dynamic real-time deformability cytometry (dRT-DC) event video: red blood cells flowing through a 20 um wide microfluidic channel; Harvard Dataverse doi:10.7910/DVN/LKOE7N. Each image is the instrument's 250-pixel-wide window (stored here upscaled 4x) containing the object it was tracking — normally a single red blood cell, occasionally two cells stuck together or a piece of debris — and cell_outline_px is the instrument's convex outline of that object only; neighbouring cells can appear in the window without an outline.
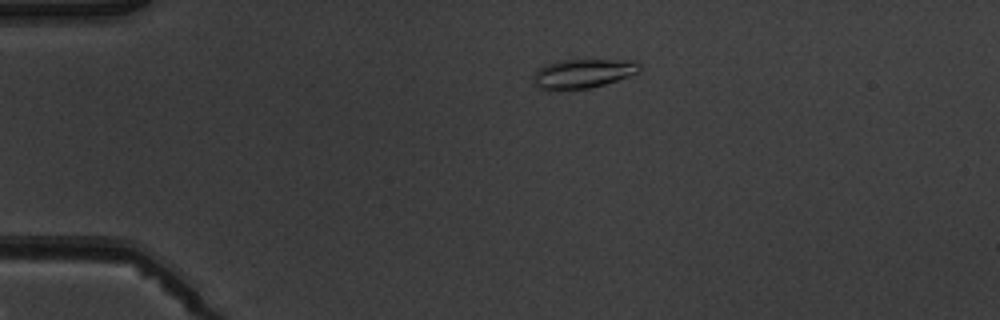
{"species": "common noctule bat (a hibernating species)", "species_latin": "Nyctalus noctula", "temperature_condition": "warm", "stored_images_in_passage": 2, "camera_frame_rate_fps": 3000, "um_per_image_px": 0.085, "animal": {"sex": "male", "body_mass_g": 19.5, "forearm_length_mm": 54.6}, "frame": {"image": 1, "passage_image": 1, "time_ms": 0.0, "image_size_px": [1000, 320], "cell_outline_px": [[640, 72], [604, 84], [588, 88], [548, 92], [536, 88], [532, 80], [532, 76], [544, 64], [560, 60], [632, 60], [640, 64]], "centroid_in_image_um": [49.46, 6.28], "position_along_channel_um": 35.5, "area_um2": 18.44}}